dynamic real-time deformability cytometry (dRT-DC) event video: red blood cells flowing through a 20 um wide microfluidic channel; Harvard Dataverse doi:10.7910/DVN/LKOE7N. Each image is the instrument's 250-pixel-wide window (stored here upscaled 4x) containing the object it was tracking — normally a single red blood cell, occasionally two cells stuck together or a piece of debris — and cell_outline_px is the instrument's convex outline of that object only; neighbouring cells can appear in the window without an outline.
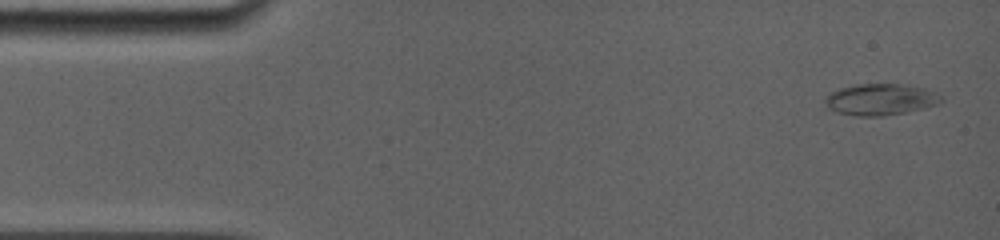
{"species": "common noctule bat (a hibernating species)", "species_latin": "Nyctalus noctula", "temperature_condition": "room temperature", "stored_images_in_passage": 6, "camera_frame_rate_fps": 5000, "um_per_image_px": 0.085, "animal": {"sex": "female", "body_mass_g": 19.0, "forearm_length_mm": 56.7}, "frame": {"image": 1, "passage_image": 1, "time_ms": 0.0, "image_size_px": [1000, 240], "cell_outline_px": [[944, 100], [940, 104], [924, 108], [904, 112], [880, 116], [856, 116], [836, 112], [828, 108], [824, 100], [832, 92], [840, 88], [860, 84], [896, 84], [924, 88], [944, 96]], "centroid_in_image_um": [74.87, 8.46], "position_along_channel_um": 10.1, "area_um2": 21.1}}
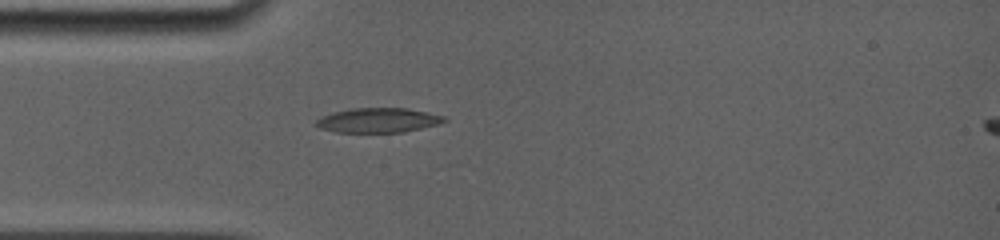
{"frame": {"image": 2, "passage_image": 5, "time_ms": 3.8, "image_size_px": [1000, 240], "cell_outline_px": [[448, 120], [440, 124], [404, 132], [336, 132], [320, 128], [312, 124], [316, 120], [332, 112], [352, 108], [408, 108], [444, 116]], "centroid_in_image_um": [32.15, 10.22], "position_along_channel_um": 52.9, "area_um2": 18.44}}